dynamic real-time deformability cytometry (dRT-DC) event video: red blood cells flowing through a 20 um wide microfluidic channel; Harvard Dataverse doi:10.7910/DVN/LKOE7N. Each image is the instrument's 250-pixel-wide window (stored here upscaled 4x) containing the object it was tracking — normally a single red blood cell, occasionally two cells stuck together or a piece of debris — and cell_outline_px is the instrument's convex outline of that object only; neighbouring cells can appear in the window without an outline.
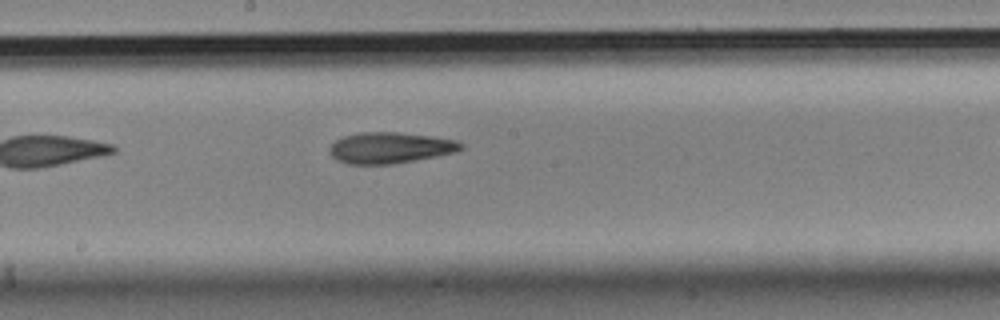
{"species": "Egyptian fruit bat (a non-hibernating species)", "species_latin": "Rousettus aegyptiacus", "temperature_condition": "cold", "stored_images_in_passage": 28, "camera_frame_rate_fps": 3000, "um_per_image_px": 0.085, "animal": {"sex": "male"}, "frame": {"image": 1, "passage_image": 13, "time_ms": 4.0, "image_size_px": [1000, 320], "cell_outline_px": [[464, 148], [456, 152], [436, 156], [392, 164], [348, 164], [336, 160], [328, 152], [328, 148], [336, 140], [344, 136], [360, 132], [396, 132], [432, 136], [456, 140], [464, 144]], "centroid_in_image_um": [33.15, 12.56], "position_along_channel_um": 215.1, "area_um2": 23.87}}
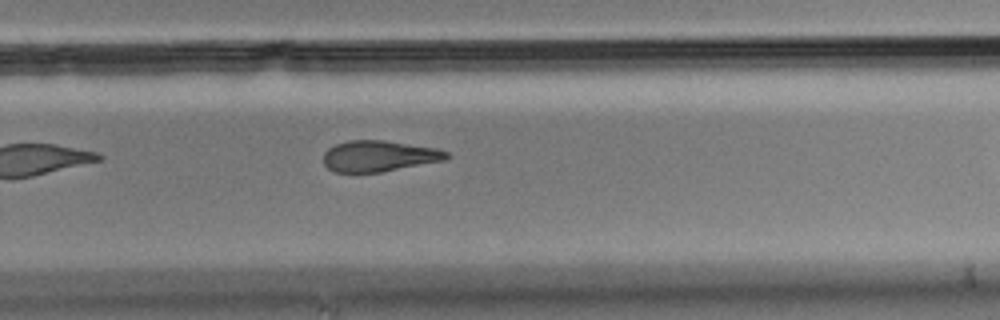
{"frame": {"image": 2, "passage_image": 20, "time_ms": 6.333, "image_size_px": [1000, 320], "cell_outline_px": [[452, 156], [444, 160], [380, 172], [336, 172], [328, 168], [324, 164], [324, 152], [328, 148], [336, 144], [348, 140], [384, 140], [436, 148], [448, 152]], "centroid_in_image_um": [32.21, 13.26], "position_along_channel_um": 297.6, "area_um2": 22.14}}
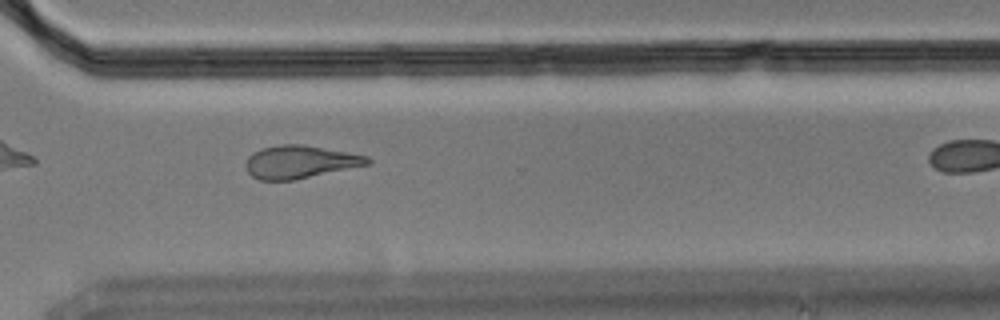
{"frame": {"image": 3, "passage_image": 24, "time_ms": 7.667, "image_size_px": [1000, 320], "cell_outline_px": [[372, 160], [368, 164], [292, 180], [260, 180], [252, 176], [248, 172], [244, 164], [248, 156], [252, 152], [260, 148], [280, 144], [304, 144], [368, 156]], "centroid_in_image_um": [25.43, 13.74], "position_along_channel_um": 345.2, "area_um2": 23.18}}